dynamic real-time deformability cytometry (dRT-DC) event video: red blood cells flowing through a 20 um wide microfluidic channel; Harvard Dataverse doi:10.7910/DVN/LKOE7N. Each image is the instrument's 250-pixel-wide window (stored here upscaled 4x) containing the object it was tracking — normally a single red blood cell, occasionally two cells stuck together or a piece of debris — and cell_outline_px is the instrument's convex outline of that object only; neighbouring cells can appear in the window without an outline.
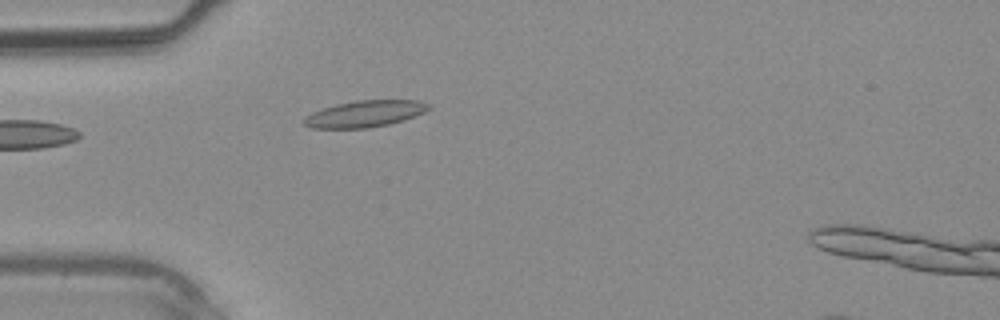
{"species": "common noctule bat (a hibernating species)", "species_latin": "Nyctalus noctula", "temperature_condition": "warm", "stored_images_in_passage": 5, "camera_frame_rate_fps": 3000, "um_per_image_px": 0.085, "animal": {"sex": "male", "body_mass_g": 20.4}, "frame": {"image": 1, "passage_image": 4, "time_ms": 3.333, "image_size_px": [1000, 320], "cell_outline_px": [[432, 108], [424, 112], [404, 120], [388, 124], [368, 128], [312, 128], [304, 124], [304, 120], [312, 112], [336, 104], [356, 100], [420, 100], [432, 104]], "centroid_in_image_um": [31.08, 9.66], "position_along_channel_um": 53.9, "area_um2": 19.25}}